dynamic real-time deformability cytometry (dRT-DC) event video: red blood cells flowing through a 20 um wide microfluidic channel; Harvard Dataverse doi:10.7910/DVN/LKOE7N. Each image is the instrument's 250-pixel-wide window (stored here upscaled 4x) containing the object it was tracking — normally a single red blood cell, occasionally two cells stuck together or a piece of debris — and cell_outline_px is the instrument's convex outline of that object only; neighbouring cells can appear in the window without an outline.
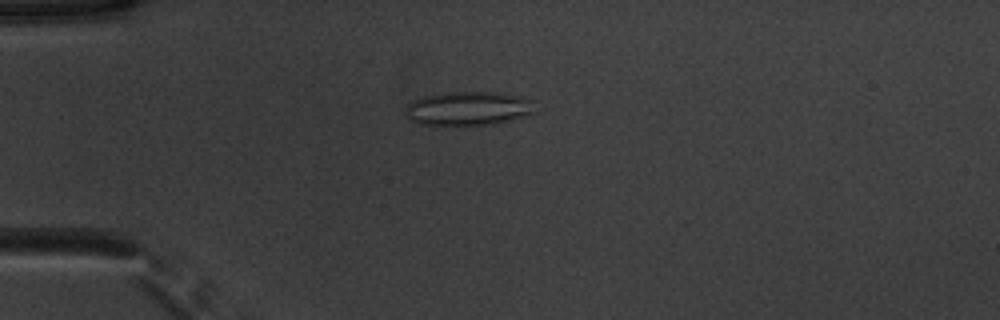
{"species": "common noctule bat (a hibernating species)", "species_latin": "Nyctalus noctula", "temperature_condition": "warm", "stored_images_in_passage": 52, "camera_frame_rate_fps": 3000, "um_per_image_px": 0.085, "animal": {"sex": "male", "body_mass_g": 20.1, "forearm_length_mm": 53.5}, "frame": {"image": 1, "passage_image": 14, "time_ms": 4.333, "image_size_px": [1000, 320], "cell_outline_px": [[536, 112], [528, 116], [512, 120], [464, 128], [420, 124], [412, 120], [404, 112], [408, 104], [412, 100], [424, 96], [444, 92], [496, 92], [516, 96], [532, 100]], "centroid_in_image_um": [39.79, 9.26], "position_along_channel_um": 45.2, "area_um2": 26.36}}
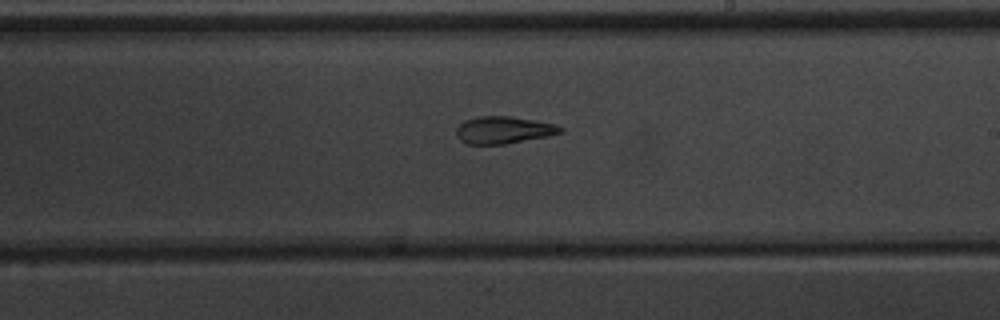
{"frame": {"image": 2, "passage_image": 31, "time_ms": 10.0, "image_size_px": [1000, 320], "cell_outline_px": [[564, 132], [548, 136], [504, 144], [464, 144], [456, 136], [456, 128], [464, 120], [476, 116], [512, 116], [556, 124], [564, 128]], "centroid_in_image_um": [42.79, 11.04], "position_along_channel_um": 246.2, "area_um2": 16.7}}
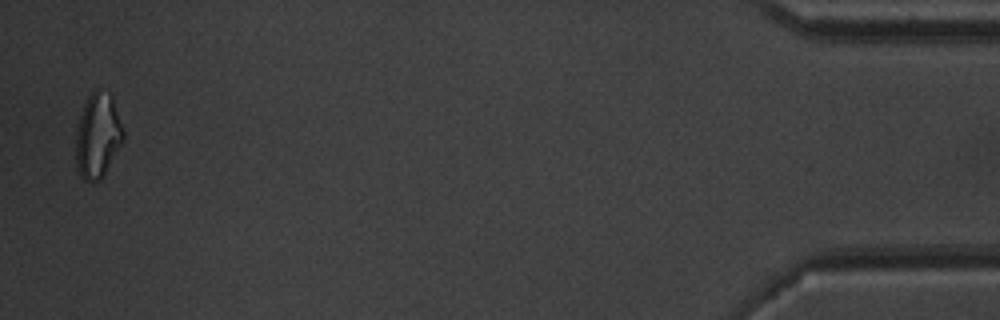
{"frame": {"image": 3, "passage_image": 51, "time_ms": 16.667, "image_size_px": [1000, 320], "cell_outline_px": [[124, 140], [104, 176], [100, 180], [84, 180], [80, 176], [76, 168], [76, 132], [80, 116], [84, 104], [88, 96], [96, 88], [100, 88], [112, 92], [124, 132]], "centroid_in_image_um": [8.33, 11.49], "position_along_channel_um": 426.9, "area_um2": 23.87}, "authors_computed_cell_mechanics": {"area_um2": 19.8832, "velocity_mm_per_s": 3.9413, "shape_relaxation_time_tau1_ms": null, "shape_relaxation_time_tau2_ms": 2.5891, "deformation_change_tau1": null, "deformation_change_tau2": 0.1191}}